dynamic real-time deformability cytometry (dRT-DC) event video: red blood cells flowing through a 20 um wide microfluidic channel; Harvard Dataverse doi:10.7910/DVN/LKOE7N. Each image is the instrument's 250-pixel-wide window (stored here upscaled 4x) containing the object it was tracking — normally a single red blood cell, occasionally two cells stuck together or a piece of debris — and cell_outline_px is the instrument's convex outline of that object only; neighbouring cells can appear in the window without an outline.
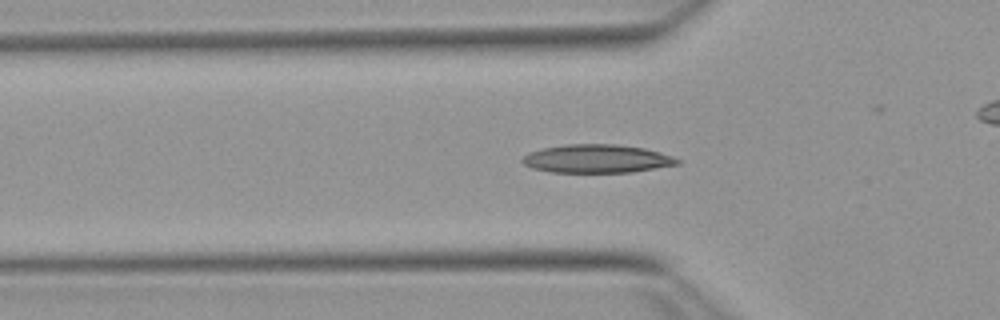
{"species": "Egyptian fruit bat (a non-hibernating species)", "species_latin": "Rousettus aegyptiacus", "temperature_condition": "warm", "stored_images_in_passage": 51, "camera_frame_rate_fps": 3000, "um_per_image_px": 0.085, "animal": {"sex": "female"}, "frame": {"image": 1, "passage_image": 14, "time_ms": 4.333, "image_size_px": [1000, 320], "cell_outline_px": [[680, 164], [632, 172], [552, 172], [532, 168], [524, 164], [520, 160], [528, 152], [544, 148], [564, 144], [616, 144], [644, 148], [660, 152], [672, 156], [680, 160]], "centroid_in_image_um": [50.73, 13.49], "position_along_channel_um": 75.1, "area_um2": 25.61}}
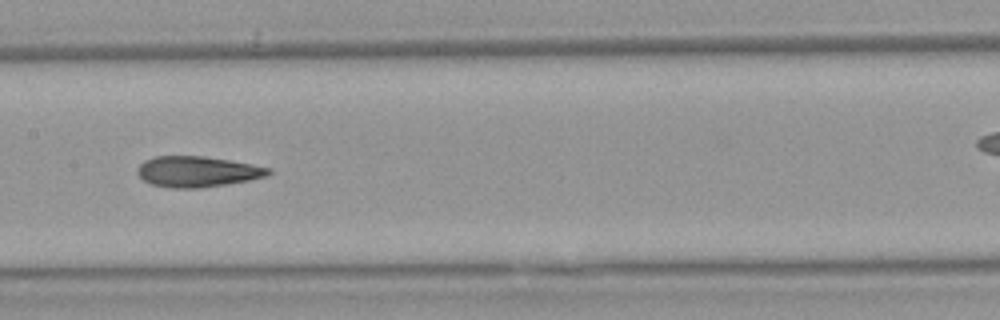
{"frame": {"image": 2, "passage_image": 23, "time_ms": 7.333, "image_size_px": [1000, 320], "cell_outline_px": [[272, 172], [268, 176], [248, 180], [200, 188], [172, 188], [152, 184], [144, 180], [136, 172], [136, 168], [144, 160], [156, 156], [204, 156], [252, 164], [272, 168]], "centroid_in_image_um": [16.77, 14.58], "position_along_channel_um": 190.6, "area_um2": 23.41}}
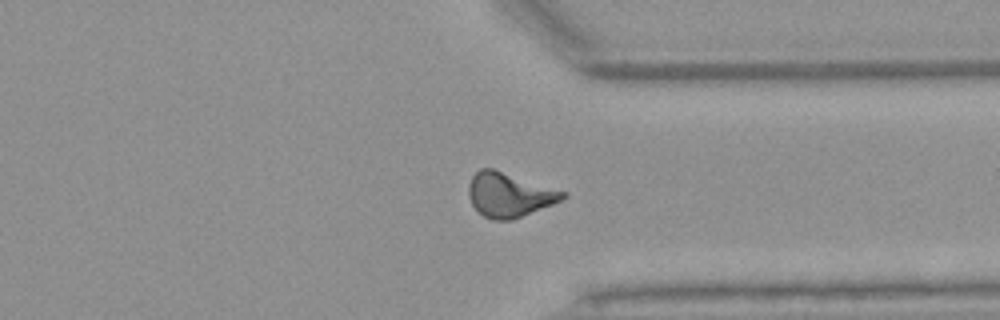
{"frame": {"image": 3, "passage_image": 37, "time_ms": 12.0, "image_size_px": [1000, 320], "cell_outline_px": [[568, 196], [552, 204], [512, 220], [492, 220], [484, 216], [472, 204], [468, 196], [468, 184], [472, 176], [480, 168], [492, 168], [568, 192]], "centroid_in_image_um": [43.28, 16.55], "position_along_channel_um": 368.1, "area_um2": 24.22}, "authors_computed_cell_mechanics": {"area_um2": 23.2934, "velocity_mm_per_s": 3.8289, "shape_relaxation_time_tau1_ms": null, "shape_relaxation_time_tau2_ms": 2.4556, "deformation_change_tau1": null, "deformation_change_tau2": 0.1066}}